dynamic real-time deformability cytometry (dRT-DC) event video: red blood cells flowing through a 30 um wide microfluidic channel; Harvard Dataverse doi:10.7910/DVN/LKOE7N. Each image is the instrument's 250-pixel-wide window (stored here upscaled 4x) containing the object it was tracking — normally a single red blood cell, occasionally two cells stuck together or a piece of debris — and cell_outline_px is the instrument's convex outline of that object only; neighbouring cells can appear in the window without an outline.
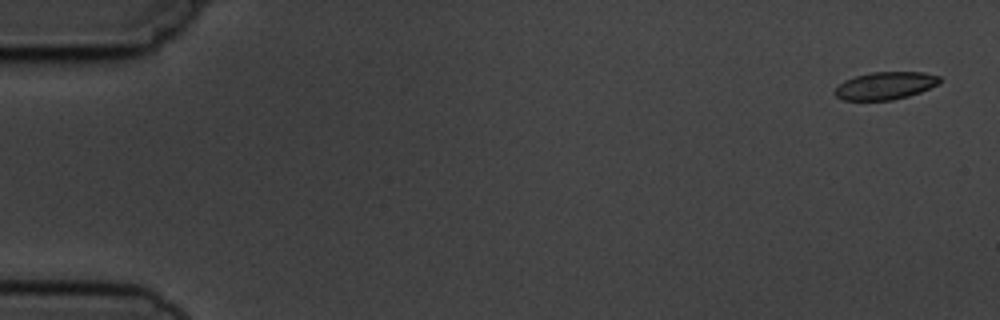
{"species": "common noctule bat (a hibernating species)", "species_latin": "Nyctalus noctula", "temperature_condition": "cold", "stored_images_in_passage": 4, "camera_frame_rate_fps": 3000, "um_per_image_px": 0.085, "animal": {"sex": "male", "body_mass_g": 19.5, "forearm_length_mm": 54.6}, "frame": {"image": 1, "passage_image": 1, "time_ms": 0.0, "image_size_px": [1000, 320], "cell_outline_px": [[940, 80], [936, 84], [920, 92], [908, 96], [892, 100], [844, 100], [836, 96], [832, 92], [844, 80], [856, 76], [872, 72], [924, 72], [940, 76]], "centroid_in_image_um": [75.22, 7.28], "position_along_channel_um": 9.8, "area_um2": 16.7}}